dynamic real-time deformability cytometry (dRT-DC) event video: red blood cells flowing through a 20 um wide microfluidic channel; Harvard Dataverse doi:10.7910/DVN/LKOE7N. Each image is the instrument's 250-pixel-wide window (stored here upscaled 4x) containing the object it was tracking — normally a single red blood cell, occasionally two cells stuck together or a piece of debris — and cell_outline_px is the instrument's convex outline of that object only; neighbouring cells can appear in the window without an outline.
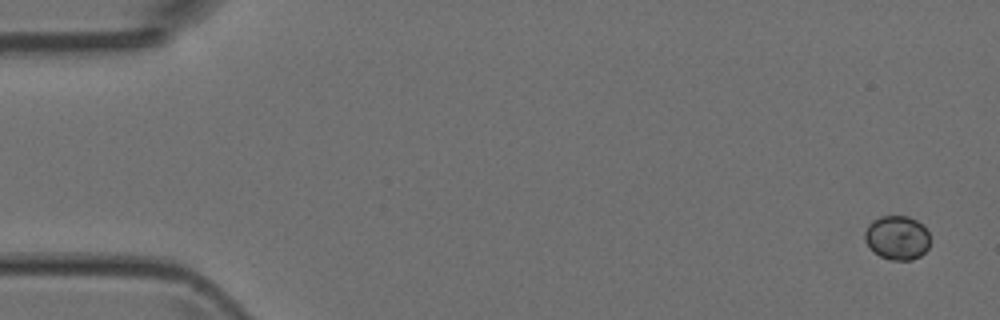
{"species": "Egyptian fruit bat (a non-hibernating species)", "species_latin": "Rousettus aegyptiacus", "temperature_condition": "room temperature", "stored_images_in_passage": 4, "camera_frame_rate_fps": 3000, "um_per_image_px": 0.085, "animal": {"sex": "female"}, "frame": {"image": 1, "passage_image": 1, "time_ms": 0.0, "image_size_px": [1000, 320], "cell_outline_px": [[928, 248], [920, 256], [912, 260], [888, 260], [880, 256], [864, 240], [864, 232], [868, 224], [872, 220], [880, 216], [908, 216], [916, 220], [928, 232]], "centroid_in_image_um": [76.23, 20.2], "position_along_channel_um": 8.8, "area_um2": 16.65}}
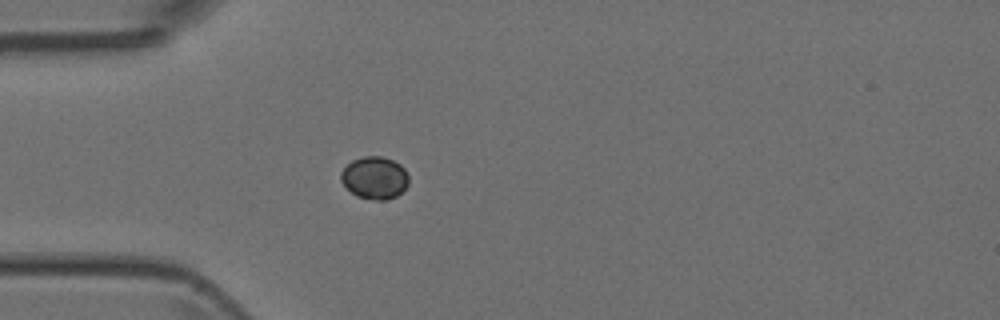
{"frame": {"image": 2, "passage_image": 4, "time_ms": 4.333, "image_size_px": [1000, 320], "cell_outline_px": [[408, 184], [396, 196], [388, 200], [376, 200], [356, 196], [340, 180], [340, 172], [352, 160], [364, 156], [384, 156], [400, 164], [404, 168], [408, 176]], "centroid_in_image_um": [31.84, 15.1], "position_along_channel_um": 53.2, "area_um2": 16.7}}